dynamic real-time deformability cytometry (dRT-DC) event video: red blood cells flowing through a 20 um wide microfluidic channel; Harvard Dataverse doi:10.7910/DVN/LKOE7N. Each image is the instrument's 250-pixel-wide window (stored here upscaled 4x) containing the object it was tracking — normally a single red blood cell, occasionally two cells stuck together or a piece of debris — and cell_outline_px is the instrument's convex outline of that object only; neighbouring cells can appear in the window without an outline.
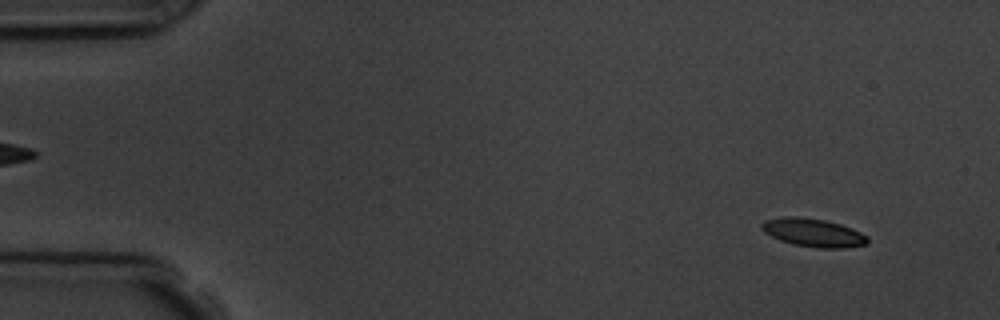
{"species": "common noctule bat (a hibernating species)", "species_latin": "Nyctalus noctula", "temperature_condition": "room temperature", "stored_images_in_passage": 6, "camera_frame_rate_fps": 3000, "um_per_image_px": 0.085, "animal": {"sex": "male", "body_mass_g": 19.5, "forearm_length_mm": 54.6}, "frame": {"image": 1, "passage_image": 1, "time_ms": 0.0, "image_size_px": [1000, 320], "cell_outline_px": [[868, 244], [844, 248], [816, 248], [792, 244], [780, 240], [764, 232], [760, 228], [760, 224], [764, 220], [784, 216], [800, 216], [824, 220], [840, 224], [852, 228], [868, 236]], "centroid_in_image_um": [69.11, 19.77], "position_along_channel_um": 15.9, "area_um2": 17.63}}
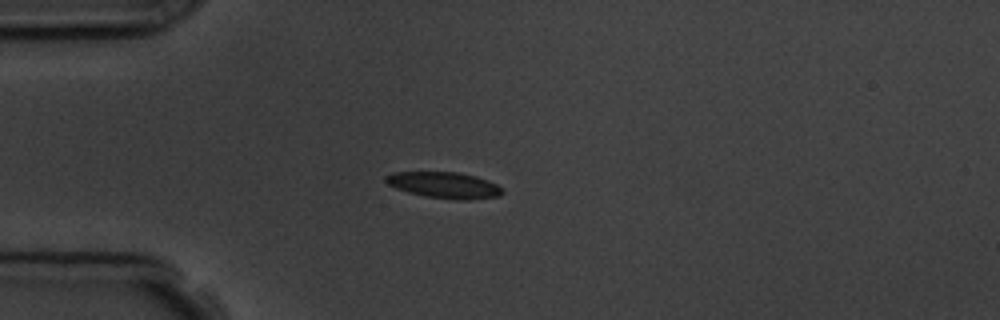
{"frame": {"image": 2, "passage_image": 3, "time_ms": 3.333, "image_size_px": [1000, 320], "cell_outline_px": [[504, 192], [500, 196], [468, 200], [456, 200], [424, 196], [408, 192], [396, 188], [388, 184], [384, 180], [384, 176], [392, 172], [460, 172], [476, 176], [488, 180], [504, 188]], "centroid_in_image_um": [37.78, 15.73], "position_along_channel_um": 47.2, "area_um2": 18.03}}